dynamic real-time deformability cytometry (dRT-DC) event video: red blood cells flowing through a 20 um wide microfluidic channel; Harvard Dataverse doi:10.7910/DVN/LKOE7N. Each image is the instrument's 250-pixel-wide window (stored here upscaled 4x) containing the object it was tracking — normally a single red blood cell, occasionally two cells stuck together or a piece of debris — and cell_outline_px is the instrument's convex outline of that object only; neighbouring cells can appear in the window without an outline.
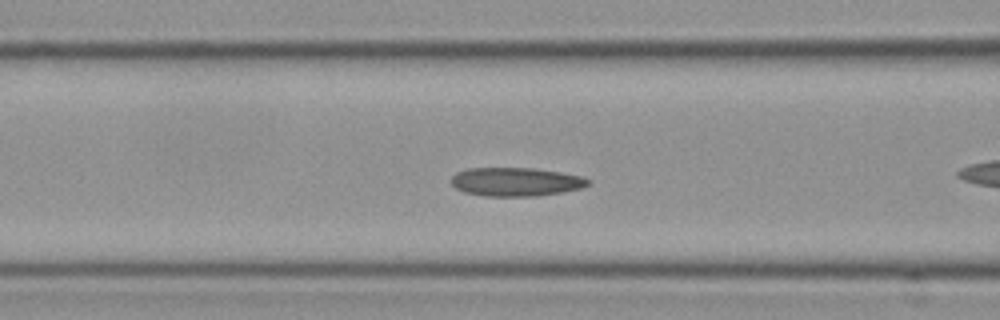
{"species": "Egyptian fruit bat (a non-hibernating species)", "species_latin": "Rousettus aegyptiacus", "temperature_condition": "cold", "stored_images_in_passage": 52, "camera_frame_rate_fps": 3000, "um_per_image_px": 0.085, "frame": {"image": 1, "passage_image": 17, "time_ms": 5.333, "image_size_px": [1000, 320], "cell_outline_px": [[592, 180], [588, 184], [580, 188], [560, 192], [536, 196], [484, 196], [464, 192], [456, 188], [452, 184], [452, 176], [456, 172], [468, 168], [532, 168], [560, 172], [580, 176]], "centroid_in_image_um": [43.82, 15.45], "position_along_channel_um": 122.8, "area_um2": 22.72}}
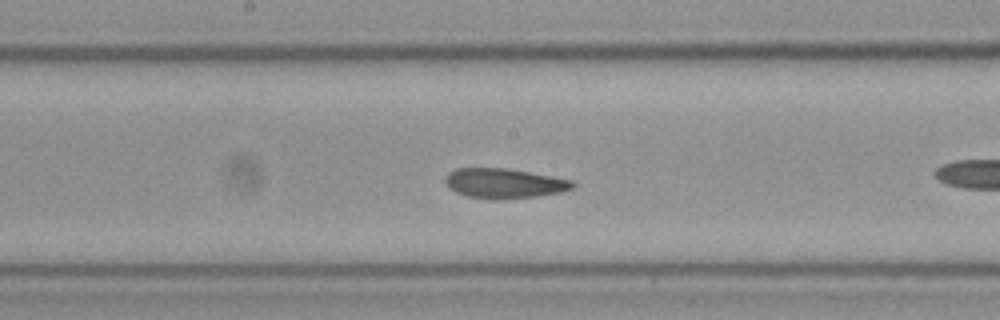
{"frame": {"image": 2, "passage_image": 24, "time_ms": 7.667, "image_size_px": [1000, 320], "cell_outline_px": [[576, 184], [572, 188], [560, 192], [536, 196], [468, 196], [456, 192], [448, 188], [444, 184], [444, 176], [448, 172], [456, 168], [504, 168], [528, 172], [572, 180]], "centroid_in_image_um": [42.8, 15.53], "position_along_channel_um": 205.4, "area_um2": 21.15}}
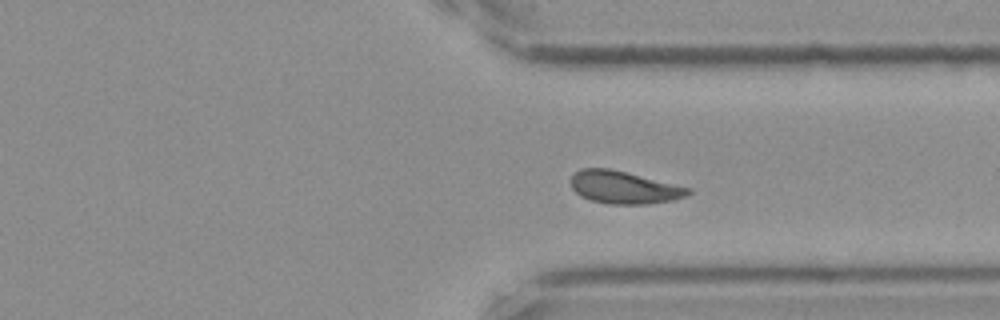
{"frame": {"image": 3, "passage_image": 37, "time_ms": 12.0, "image_size_px": [1000, 320], "cell_outline_px": [[692, 192], [684, 196], [672, 200], [648, 204], [608, 204], [592, 200], [580, 196], [572, 188], [572, 176], [580, 168], [608, 168], [692, 188]], "centroid_in_image_um": [53.04, 15.93], "position_along_channel_um": 358.4, "area_um2": 22.02}, "authors_computed_cell_mechanics": {"area_um2": 21.9351, "velocity_mm_per_s": 3.5283, "shape_relaxation_time_tau1_ms": null, "shape_relaxation_time_tau2_ms": 2.7467, "deformation_change_tau1": null, "deformation_change_tau2": 0.0806}}